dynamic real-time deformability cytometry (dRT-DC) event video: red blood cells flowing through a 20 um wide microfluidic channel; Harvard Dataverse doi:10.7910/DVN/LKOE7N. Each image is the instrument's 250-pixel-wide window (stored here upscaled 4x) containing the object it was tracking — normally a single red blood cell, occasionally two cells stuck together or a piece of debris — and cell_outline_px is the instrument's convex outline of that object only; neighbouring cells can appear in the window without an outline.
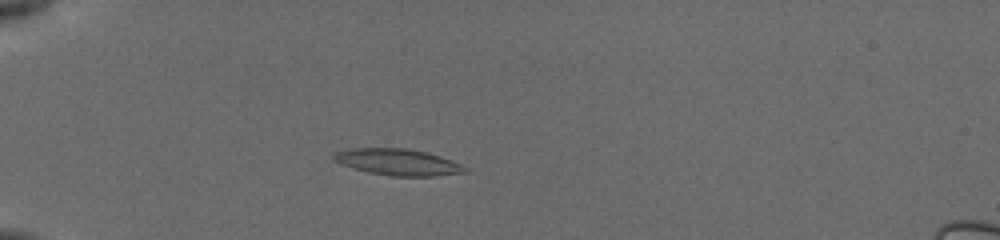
{"species": "common noctule bat (a hibernating species)", "species_latin": "Nyctalus noctula", "temperature_condition": "cold", "stored_images_in_passage": 22, "camera_frame_rate_fps": 3000, "um_per_image_px": 0.085, "animal": {"sex": "female", "body_mass_g": 19.5, "forearm_length_mm": 54.1}, "frame": {"image": 1, "passage_image": 15, "time_ms": 5.0, "image_size_px": [1000, 240], "cell_outline_px": [[468, 172], [432, 176], [388, 176], [368, 172], [352, 168], [340, 164], [332, 160], [332, 156], [336, 152], [352, 148], [404, 148], [424, 152], [440, 156], [460, 164], [468, 168]], "centroid_in_image_um": [33.78, 13.78], "position_along_channel_um": 51.2, "area_um2": 20.17}}
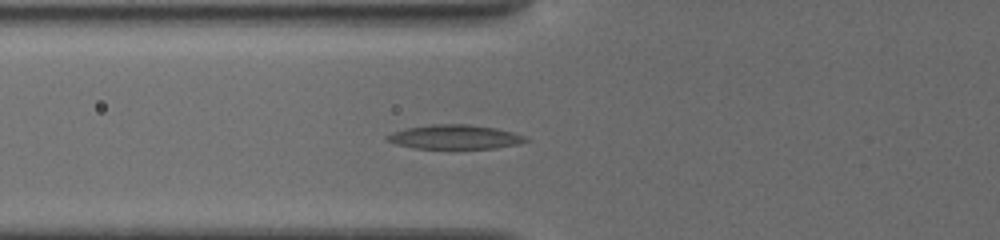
{"frame": {"image": 2, "passage_image": 19, "time_ms": 6.667, "image_size_px": [1000, 240], "cell_outline_px": [[528, 140], [516, 144], [496, 148], [416, 148], [396, 144], [384, 140], [384, 136], [392, 132], [408, 128], [432, 124], [468, 124], [496, 128], [512, 132], [524, 136]], "centroid_in_image_um": [38.6, 11.63], "position_along_channel_um": 87.2, "area_um2": 19.36}}
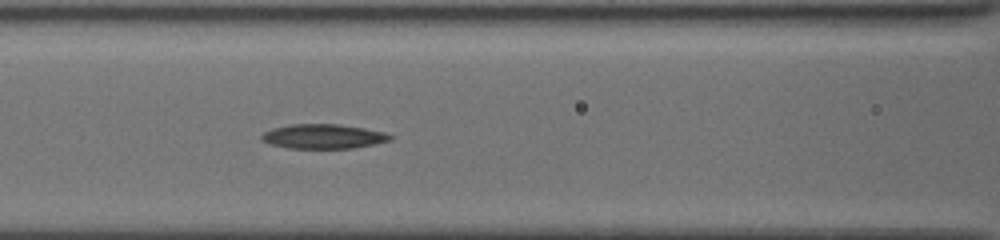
{"frame": {"image": 3, "passage_image": 22, "time_ms": 8.0, "image_size_px": [1000, 240], "cell_outline_px": [[392, 140], [352, 148], [288, 148], [272, 144], [260, 140], [260, 136], [264, 132], [272, 128], [292, 124], [336, 124], [364, 128], [384, 132], [392, 136]], "centroid_in_image_um": [27.45, 11.59], "position_along_channel_um": 139.2, "area_um2": 18.21}}